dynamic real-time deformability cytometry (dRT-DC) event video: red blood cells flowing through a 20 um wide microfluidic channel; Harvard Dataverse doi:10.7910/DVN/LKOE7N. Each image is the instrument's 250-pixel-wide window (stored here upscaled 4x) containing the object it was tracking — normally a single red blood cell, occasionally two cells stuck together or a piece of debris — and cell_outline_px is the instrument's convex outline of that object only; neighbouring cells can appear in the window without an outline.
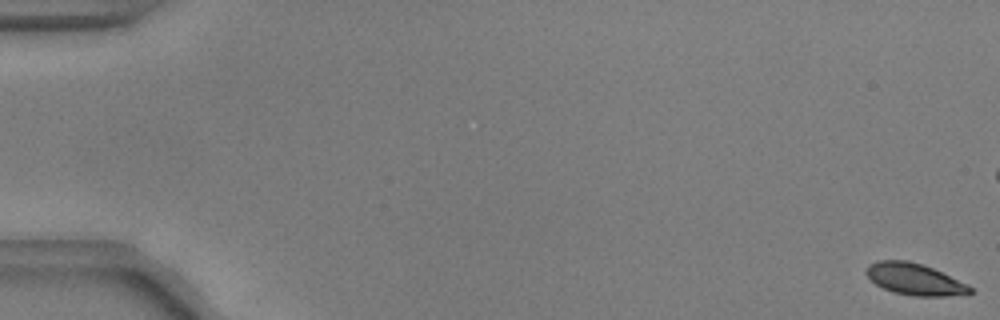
{"species": "common noctule bat (a hibernating species)", "species_latin": "Nyctalus noctula", "temperature_condition": "warm", "stored_images_in_passage": 14, "camera_frame_rate_fps": 3000, "um_per_image_px": 0.085, "animal": {"sex": "male", "body_mass_g": 17.9, "forearm_length_mm": 54.2}, "frame": {"image": 1, "passage_image": 1, "time_ms": 0.0, "image_size_px": [1000, 320], "cell_outline_px": [[972, 292], [944, 296], [912, 296], [892, 292], [876, 284], [864, 272], [868, 264], [880, 260], [908, 260], [924, 264], [968, 284], [972, 288]], "centroid_in_image_um": [77.71, 23.72], "position_along_channel_um": 7.3, "area_um2": 19.07}}